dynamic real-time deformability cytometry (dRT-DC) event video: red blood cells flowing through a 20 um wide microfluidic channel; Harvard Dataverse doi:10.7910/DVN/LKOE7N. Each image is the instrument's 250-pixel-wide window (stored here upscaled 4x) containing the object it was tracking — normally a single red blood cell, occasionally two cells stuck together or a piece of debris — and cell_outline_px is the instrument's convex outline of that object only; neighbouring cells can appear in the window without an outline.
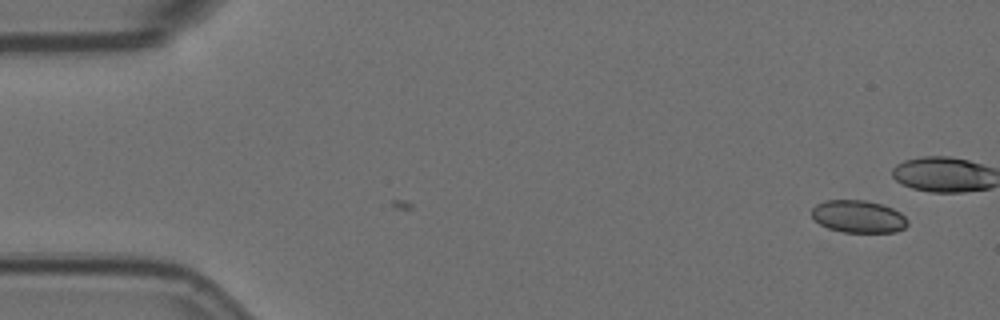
{"species": "Egyptian fruit bat (a non-hibernating species)", "species_latin": "Rousettus aegyptiacus", "temperature_condition": "room temperature", "stored_images_in_passage": 7, "camera_frame_rate_fps": 3000, "um_per_image_px": 0.085, "animal": {"sex": "female"}, "frame": {"image": 1, "passage_image": 1, "time_ms": 0.0, "image_size_px": [1000, 320], "cell_outline_px": [[908, 224], [904, 228], [896, 232], [844, 232], [828, 228], [820, 224], [812, 216], [812, 208], [816, 204], [824, 200], [864, 200], [884, 204], [900, 212], [908, 220]], "centroid_in_image_um": [72.97, 18.4], "position_along_channel_um": 12.0, "area_um2": 18.21}}
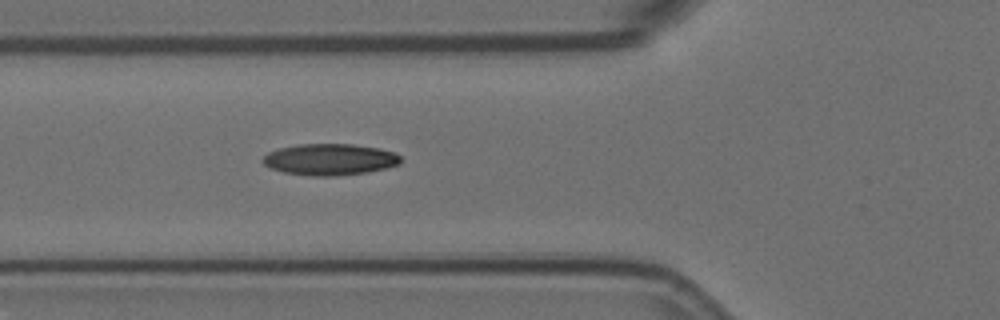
{"frame": {"image": 2, "passage_image": 7, "time_ms": 2.0, "image_size_px": [1000, 320], "cell_outline_px": [[400, 164], [368, 172], [336, 176], [312, 176], [284, 172], [272, 168], [264, 164], [260, 160], [268, 152], [280, 148], [300, 144], [352, 144], [380, 148], [392, 152], [400, 156]], "centroid_in_image_um": [28.02, 13.55], "position_along_channel_um": 97.8, "area_um2": 25.14}}